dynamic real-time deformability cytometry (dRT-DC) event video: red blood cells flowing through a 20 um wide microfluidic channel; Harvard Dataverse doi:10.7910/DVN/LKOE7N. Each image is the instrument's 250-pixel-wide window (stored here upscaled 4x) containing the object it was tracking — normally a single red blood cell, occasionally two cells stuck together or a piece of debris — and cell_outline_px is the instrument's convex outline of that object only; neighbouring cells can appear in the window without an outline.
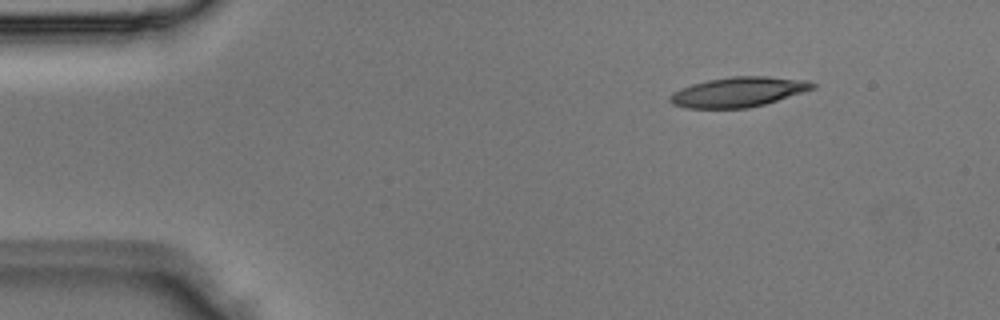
{"species": "Egyptian fruit bat (a non-hibernating species)", "species_latin": "Rousettus aegyptiacus", "temperature_condition": "room temperature", "stored_images_in_passage": 4, "camera_frame_rate_fps": 3000, "um_per_image_px": 0.085, "animal": {"sex": "male"}, "frame": {"image": 1, "passage_image": 1, "time_ms": 0.0, "image_size_px": [1000, 320], "cell_outline_px": [[816, 88], [764, 104], [748, 108], [688, 108], [672, 104], [668, 100], [668, 96], [672, 92], [680, 88], [692, 84], [708, 80], [732, 76], [768, 76], [808, 80], [816, 84]], "centroid_in_image_um": [62.75, 7.81], "position_along_channel_um": 22.3, "area_um2": 24.91}}